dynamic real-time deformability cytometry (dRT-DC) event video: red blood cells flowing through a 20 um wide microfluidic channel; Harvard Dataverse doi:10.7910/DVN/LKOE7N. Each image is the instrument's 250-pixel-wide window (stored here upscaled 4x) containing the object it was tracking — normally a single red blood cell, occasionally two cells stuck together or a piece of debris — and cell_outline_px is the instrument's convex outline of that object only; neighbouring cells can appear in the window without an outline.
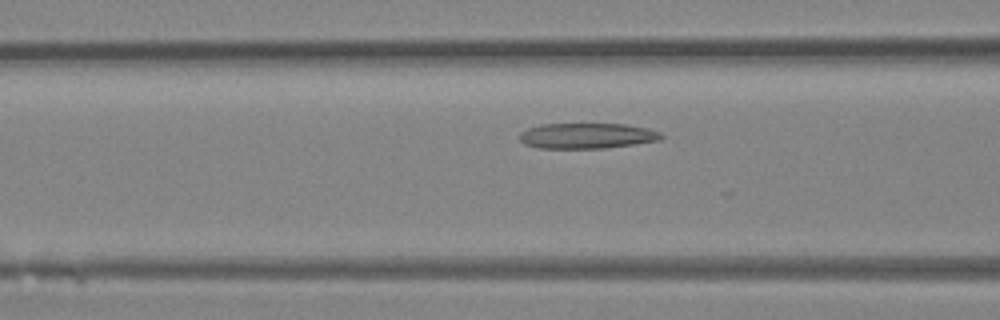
{"species": "Egyptian fruit bat (a non-hibernating species)", "species_latin": "Rousettus aegyptiacus", "temperature_condition": "room temperature", "stored_images_in_passage": 20, "camera_frame_rate_fps": 3000, "um_per_image_px": 0.085, "animal": {"sex": "female"}, "frame": {"image": 1, "passage_image": 13, "time_ms": 4.0, "image_size_px": [1000, 320], "cell_outline_px": [[664, 136], [660, 140], [604, 148], [540, 148], [524, 144], [520, 140], [520, 132], [528, 128], [540, 124], [624, 124], [648, 128], [660, 132]], "centroid_in_image_um": [49.88, 11.54], "position_along_channel_um": 116.7, "area_um2": 20.98}}
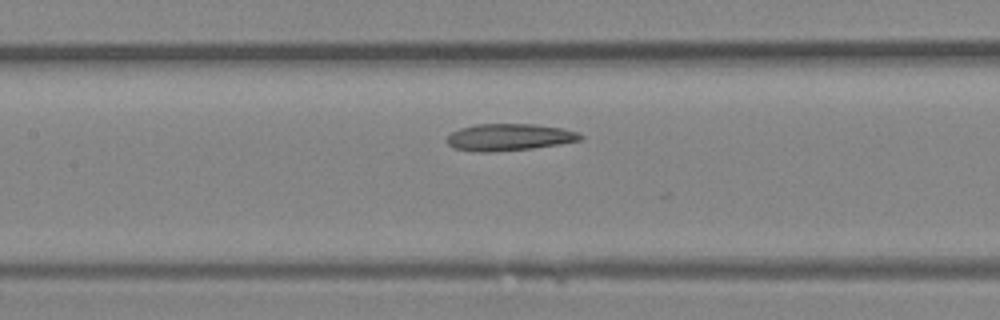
{"frame": {"image": 2, "passage_image": 16, "time_ms": 5.0, "image_size_px": [1000, 320], "cell_outline_px": [[584, 140], [560, 144], [532, 148], [492, 152], [472, 152], [452, 148], [448, 144], [448, 136], [452, 132], [460, 128], [476, 124], [536, 124], [560, 128], [576, 132], [584, 136]], "centroid_in_image_um": [43.27, 11.67], "position_along_channel_um": 164.1, "area_um2": 21.04}}
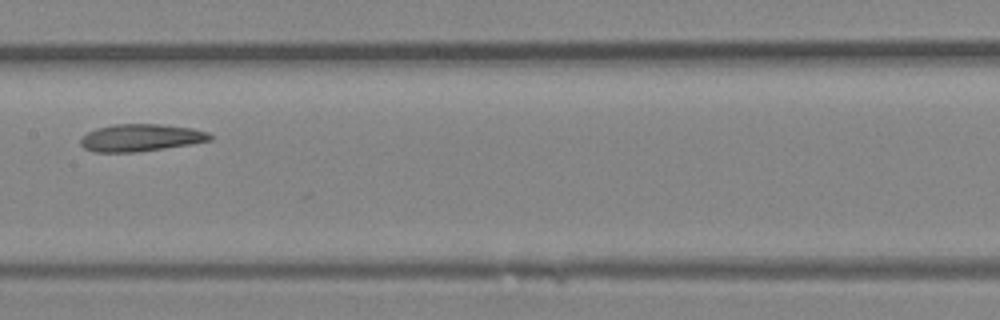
{"frame": {"image": 3, "passage_image": 18, "time_ms": 5.667, "image_size_px": [1000, 320], "cell_outline_px": [[212, 140], [164, 148], [136, 152], [92, 152], [84, 148], [80, 144], [80, 140], [88, 132], [96, 128], [112, 124], [160, 124], [192, 128], [208, 132], [212, 136]], "centroid_in_image_um": [11.94, 11.7], "position_along_channel_um": 195.5, "area_um2": 20.52}}